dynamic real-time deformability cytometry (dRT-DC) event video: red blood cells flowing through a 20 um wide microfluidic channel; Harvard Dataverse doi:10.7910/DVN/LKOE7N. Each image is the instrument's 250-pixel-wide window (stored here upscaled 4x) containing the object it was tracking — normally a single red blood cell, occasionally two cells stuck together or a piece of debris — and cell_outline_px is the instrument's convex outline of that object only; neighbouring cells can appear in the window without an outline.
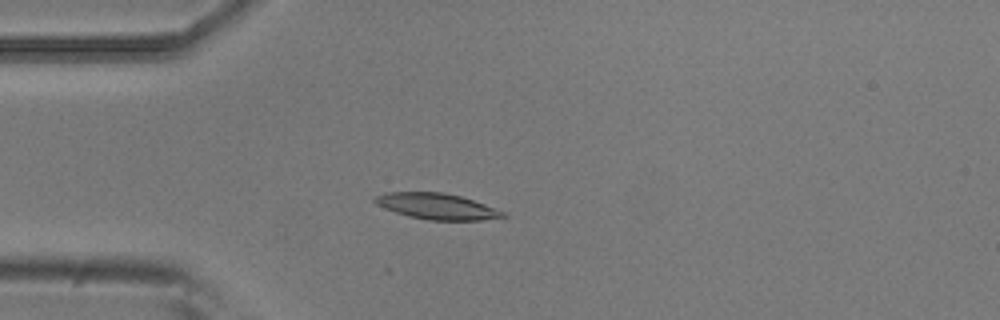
{"species": "common noctule bat (a hibernating species)", "species_latin": "Nyctalus noctula", "temperature_condition": "room temperature", "stored_images_in_passage": 3, "camera_frame_rate_fps": 3000, "um_per_image_px": 0.085, "animal": {"sex": "male", "body_mass_g": 20.5, "forearm_length_mm": 52.5}, "frame": {"image": 1, "passage_image": 3, "time_ms": 0.667, "image_size_px": [1000, 320], "cell_outline_px": [[508, 216], [480, 220], [428, 220], [408, 216], [384, 208], [376, 204], [372, 200], [376, 196], [384, 192], [444, 192], [460, 196], [484, 204], [504, 212]], "centroid_in_image_um": [37.09, 17.53], "position_along_channel_um": 47.9, "area_um2": 19.25}}